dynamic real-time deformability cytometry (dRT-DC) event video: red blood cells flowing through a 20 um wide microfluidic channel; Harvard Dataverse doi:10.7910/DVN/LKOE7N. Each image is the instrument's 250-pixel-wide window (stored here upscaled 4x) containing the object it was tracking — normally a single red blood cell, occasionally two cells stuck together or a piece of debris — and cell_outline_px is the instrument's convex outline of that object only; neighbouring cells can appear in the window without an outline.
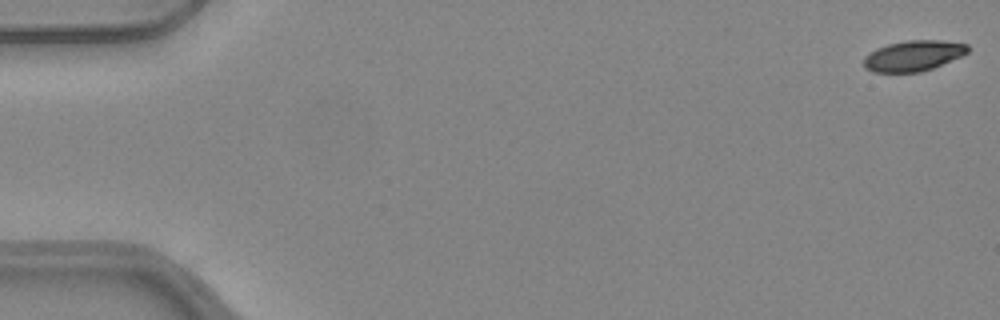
{"species": "common noctule bat (a hibernating species)", "species_latin": "Nyctalus noctula", "temperature_condition": "warm", "stored_images_in_passage": 50, "camera_frame_rate_fps": 3000, "um_per_image_px": 0.085, "animal": {"sex": "female", "body_mass_g": 24.6, "forearm_length_mm": 56.2}, "frame": {"image": 1, "passage_image": 1, "time_ms": 0.0, "image_size_px": [1000, 320], "cell_outline_px": [[968, 52], [960, 56], [932, 68], [920, 72], [872, 72], [864, 68], [864, 56], [876, 48], [888, 44], [908, 40], [940, 40], [968, 44]], "centroid_in_image_um": [77.6, 4.73], "position_along_channel_um": 7.4, "area_um2": 18.44}}
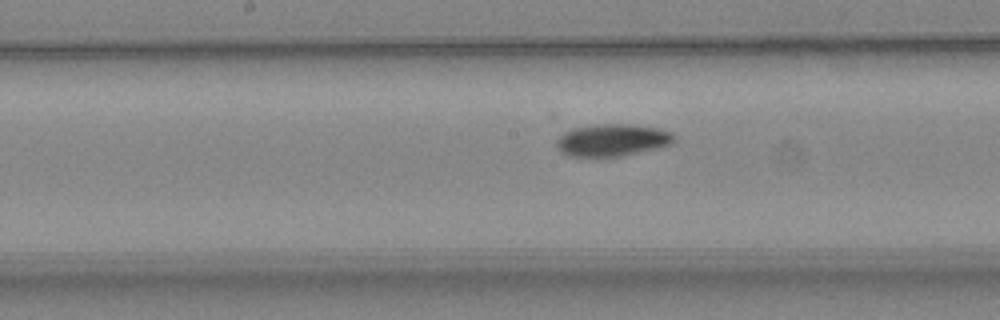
{"frame": {"image": 2, "passage_image": 27, "time_ms": 8.667, "image_size_px": [1000, 320], "cell_outline_px": [[676, 140], [672, 144], [656, 148], [620, 156], [568, 156], [560, 152], [556, 148], [556, 140], [564, 132], [572, 128], [596, 124], [632, 124], [656, 128], [672, 132], [676, 136]], "centroid_in_image_um": [52.03, 11.9], "position_along_channel_um": 196.2, "area_um2": 22.14}}
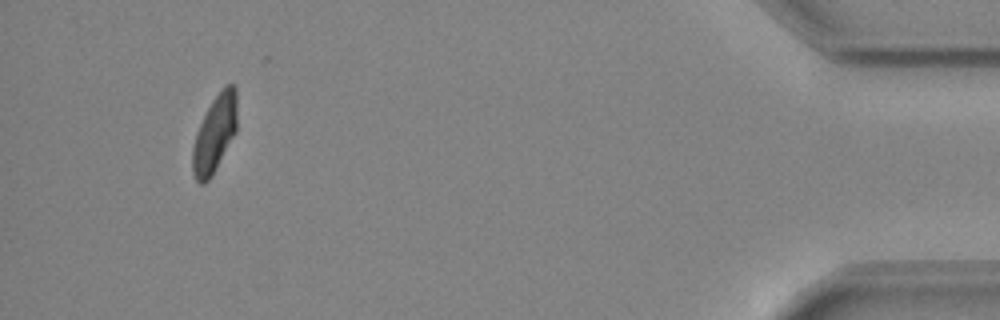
{"frame": {"image": 3, "passage_image": 49, "time_ms": 16.0, "image_size_px": [1000, 320], "cell_outline_px": [[236, 132], [212, 176], [204, 184], [200, 184], [196, 180], [192, 172], [192, 148], [196, 132], [212, 100], [224, 84], [236, 84]], "centroid_in_image_um": [18.24, 11.37], "position_along_channel_um": 417.0, "area_um2": 20.06}, "authors_computed_cell_mechanics": {"area_um2": 20.9814, "velocity_mm_per_s": 4.0003, "shape_relaxation_time_tau1_ms": 3.8845, "shape_relaxation_time_tau2_ms": 6.6842, "deformation_change_tau1": 0.148, "deformation_change_tau2": 0.1205}}